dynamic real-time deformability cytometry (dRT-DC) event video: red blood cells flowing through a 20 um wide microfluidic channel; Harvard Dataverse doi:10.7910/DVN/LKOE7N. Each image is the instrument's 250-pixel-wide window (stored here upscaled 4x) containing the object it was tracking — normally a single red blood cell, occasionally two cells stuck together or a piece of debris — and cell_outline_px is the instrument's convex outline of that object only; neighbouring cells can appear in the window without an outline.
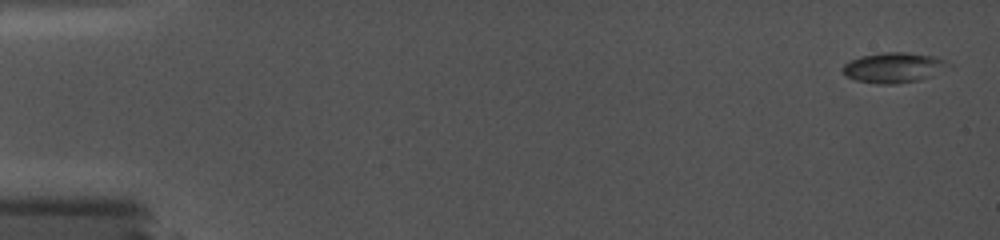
{"species": "common noctule bat (a hibernating species)", "species_latin": "Nyctalus noctula", "temperature_condition": "cold", "stored_images_in_passage": 34, "camera_frame_rate_fps": 5000, "um_per_image_px": 0.085, "animal": {"sex": "female", "body_mass_g": 19.0, "forearm_length_mm": 56.7}, "frame": {"image": 1, "passage_image": 1, "time_ms": 0.0, "image_size_px": [1000, 240], "cell_outline_px": [[944, 64], [928, 76], [920, 80], [896, 84], [880, 84], [856, 80], [844, 76], [840, 68], [844, 64], [860, 56], [884, 52], [904, 52], [936, 56], [944, 60]], "centroid_in_image_um": [75.79, 5.74], "position_along_channel_um": 9.2, "area_um2": 18.03}}
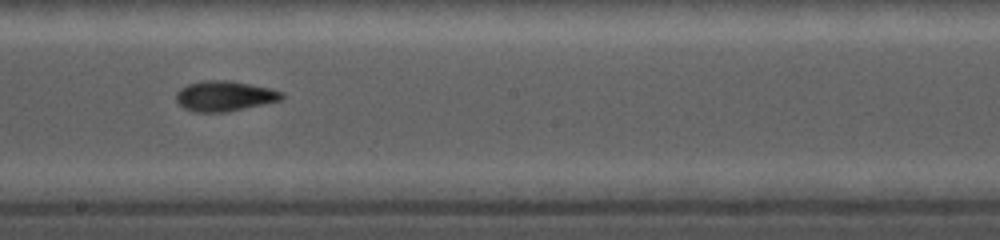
{"frame": {"image": 2, "passage_image": 20, "time_ms": 9.8, "image_size_px": [1000, 240], "cell_outline_px": [[284, 96], [280, 100], [228, 112], [196, 112], [184, 108], [176, 100], [176, 92], [180, 88], [188, 84], [204, 80], [232, 80], [272, 88], [284, 92]], "centroid_in_image_um": [19.1, 8.15], "position_along_channel_um": 229.1, "area_um2": 18.79}}
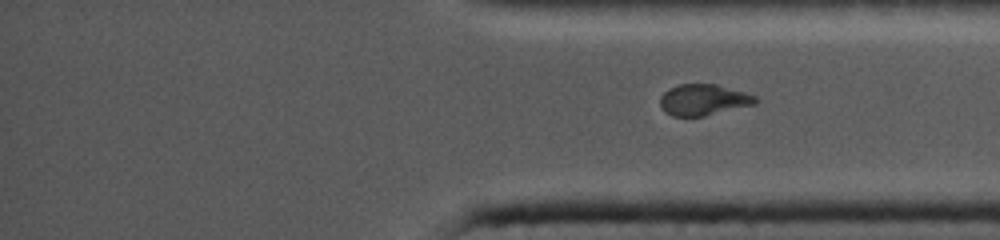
{"frame": {"image": 3, "passage_image": 34, "time_ms": 13.6, "image_size_px": [1000, 240], "cell_outline_px": [[760, 100], [756, 104], [704, 116], [672, 116], [664, 112], [660, 104], [660, 96], [668, 88], [680, 84], [716, 84], [744, 92], [756, 96]], "centroid_in_image_um": [59.79, 8.48], "position_along_channel_um": 375.4, "area_um2": 17.4}}